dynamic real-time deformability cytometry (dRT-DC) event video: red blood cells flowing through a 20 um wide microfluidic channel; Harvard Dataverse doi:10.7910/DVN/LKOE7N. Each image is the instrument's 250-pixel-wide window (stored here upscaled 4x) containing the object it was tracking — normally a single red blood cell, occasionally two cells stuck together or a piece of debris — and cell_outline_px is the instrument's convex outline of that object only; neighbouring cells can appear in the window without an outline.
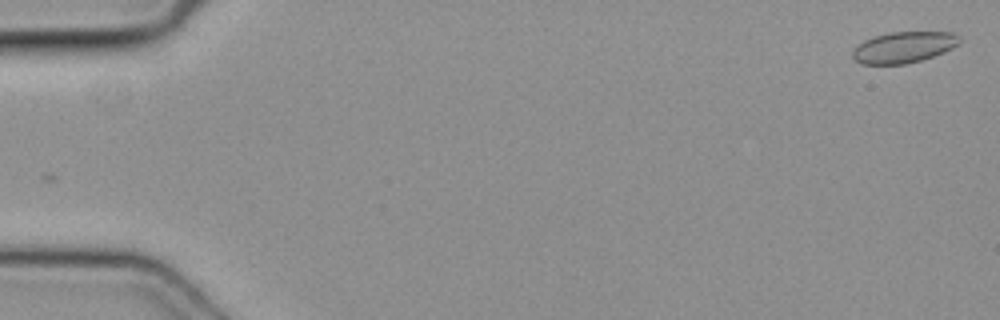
{"species": "common noctule bat (a hibernating species)", "species_latin": "Nyctalus noctula", "temperature_condition": "cold", "stored_images_in_passage": 12, "camera_frame_rate_fps": 3000, "um_per_image_px": 0.085, "animal": {"sex": "female", "body_mass_g": 19.3, "forearm_length_mm": 54.1}, "frame": {"image": 1, "passage_image": 1, "time_ms": 0.0, "image_size_px": [1000, 320], "cell_outline_px": [[960, 44], [944, 52], [920, 60], [904, 64], [860, 64], [852, 56], [852, 52], [864, 40], [872, 36], [892, 32], [952, 32], [960, 36]], "centroid_in_image_um": [76.83, 4.01], "position_along_channel_um": 8.2, "area_um2": 19.31}}